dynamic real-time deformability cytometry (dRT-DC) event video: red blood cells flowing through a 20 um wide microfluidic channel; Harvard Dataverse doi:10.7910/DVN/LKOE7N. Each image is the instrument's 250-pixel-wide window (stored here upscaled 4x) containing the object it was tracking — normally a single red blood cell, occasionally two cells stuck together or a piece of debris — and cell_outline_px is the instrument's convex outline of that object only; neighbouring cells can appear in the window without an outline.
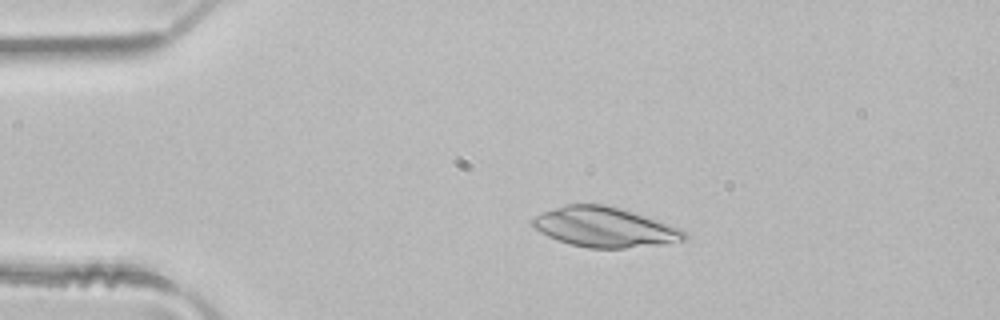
{"species": "common noctule bat (a hibernating species)", "species_latin": "Nyctalus noctula", "temperature_condition": "room temperature", "stored_images_in_passage": 44, "camera_frame_rate_fps": 3000, "um_per_image_px": 0.085, "animal": {"sex": "male", "body_mass_g": 21.5, "forearm_length_mm": 52.0}, "frame": {"image": 1, "passage_image": 5, "time_ms": 1.333, "image_size_px": [1000, 320], "cell_outline_px": [[688, 236], [684, 240], [668, 244], [624, 248], [588, 248], [572, 244], [548, 236], [540, 232], [528, 224], [532, 216], [540, 212], [564, 204], [604, 204], [620, 208], [680, 228]], "centroid_in_image_um": [51.33, 19.3], "position_along_channel_um": 33.7, "area_um2": 35.43}}
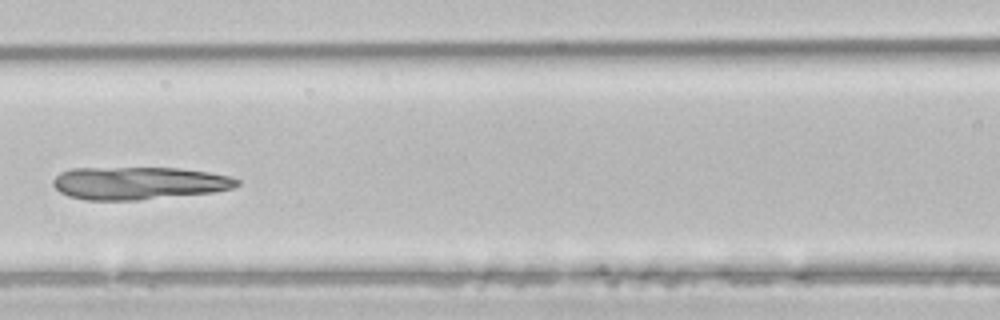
{"frame": {"image": 2, "passage_image": 17, "time_ms": 5.333, "image_size_px": [1000, 320], "cell_outline_px": [[240, 184], [232, 188], [212, 192], [140, 200], [84, 200], [68, 196], [60, 192], [52, 184], [52, 180], [60, 172], [72, 168], [180, 168], [208, 172], [228, 176], [240, 180]], "centroid_in_image_um": [11.76, 15.57], "position_along_channel_um": 154.8, "area_um2": 35.08}}
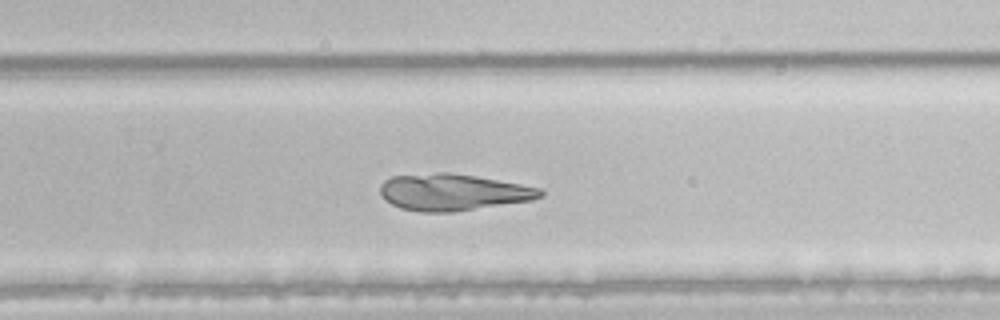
{"frame": {"image": 3, "passage_image": 27, "time_ms": 8.667, "image_size_px": [1000, 320], "cell_outline_px": [[544, 196], [532, 200], [452, 212], [420, 212], [400, 208], [392, 204], [380, 192], [380, 184], [384, 180], [392, 176], [436, 172], [448, 172], [520, 184], [540, 188], [544, 192]], "centroid_in_image_um": [38.49, 16.34], "position_along_channel_um": 291.3, "area_um2": 33.93}}